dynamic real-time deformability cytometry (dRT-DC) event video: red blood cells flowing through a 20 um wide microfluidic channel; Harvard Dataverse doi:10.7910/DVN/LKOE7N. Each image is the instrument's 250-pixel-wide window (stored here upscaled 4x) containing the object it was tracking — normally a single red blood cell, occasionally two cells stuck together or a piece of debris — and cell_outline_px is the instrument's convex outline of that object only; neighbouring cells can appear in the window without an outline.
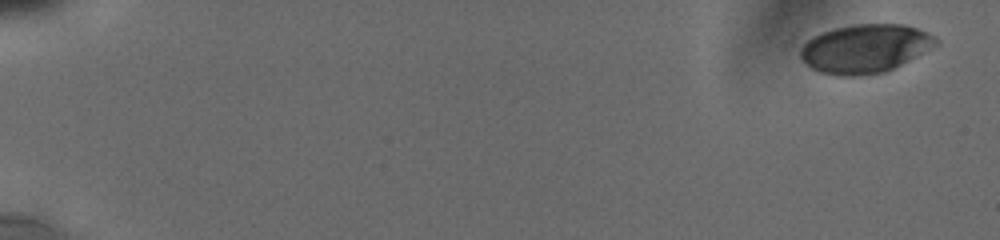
{"species": "human", "species_latin": "Homo sapiens", "temperature_condition": "cold", "stored_images_in_passage": 37, "camera_frame_rate_fps": 3000, "um_per_image_px": 0.085, "donor": {"sex": "male"}, "frame": {"image": 1, "passage_image": 1, "time_ms": 0.0, "image_size_px": [1000, 240], "cell_outline_px": [[936, 44], [908, 60], [884, 72], [860, 76], [836, 76], [820, 72], [812, 68], [800, 56], [800, 52], [804, 44], [812, 36], [820, 32], [832, 28], [852, 24], [904, 24], [916, 28], [932, 36], [936, 40]], "centroid_in_image_um": [73.45, 4.12], "position_along_channel_um": 11.5, "area_um2": 37.86}}
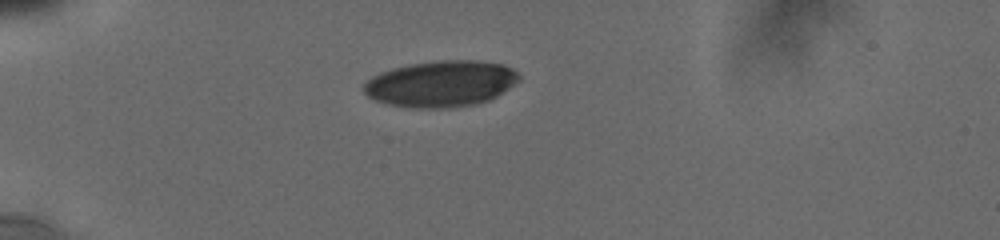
{"frame": {"image": 2, "passage_image": 32, "time_ms": 5.0, "image_size_px": [1000, 240], "cell_outline_px": [[520, 80], [496, 96], [488, 100], [476, 104], [448, 108], [412, 108], [388, 104], [376, 100], [368, 96], [364, 92], [364, 84], [372, 76], [392, 68], [408, 64], [440, 60], [476, 60], [500, 64], [512, 68], [520, 76]], "centroid_in_image_um": [37.48, 7.12], "position_along_channel_um": 47.5, "area_um2": 41.67}}